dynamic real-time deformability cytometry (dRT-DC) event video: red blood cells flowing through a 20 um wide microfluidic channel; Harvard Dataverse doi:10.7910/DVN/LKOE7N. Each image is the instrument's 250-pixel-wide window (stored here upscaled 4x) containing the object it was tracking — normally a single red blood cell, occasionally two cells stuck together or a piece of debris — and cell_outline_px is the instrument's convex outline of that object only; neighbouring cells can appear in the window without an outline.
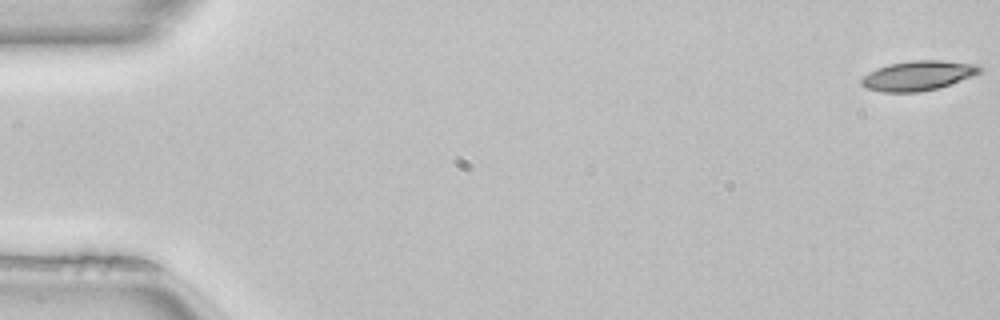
{"species": "common noctule bat (a hibernating species)", "species_latin": "Nyctalus noctula", "temperature_condition": "room temperature", "stored_images_in_passage": 51, "camera_frame_rate_fps": 3000, "um_per_image_px": 0.085, "animal": {"sex": "female", "body_mass_g": 22.7, "forearm_length_mm": 54.2}, "frame": {"image": 1, "passage_image": 1, "time_ms": 0.0, "image_size_px": [1000, 320], "cell_outline_px": [[984, 68], [980, 72], [972, 76], [940, 88], [916, 92], [884, 92], [864, 88], [860, 84], [860, 80], [868, 72], [876, 68], [888, 64], [912, 60], [940, 60], [976, 64]], "centroid_in_image_um": [78.01, 6.42], "position_along_channel_um": 7.0, "area_um2": 20.63}}
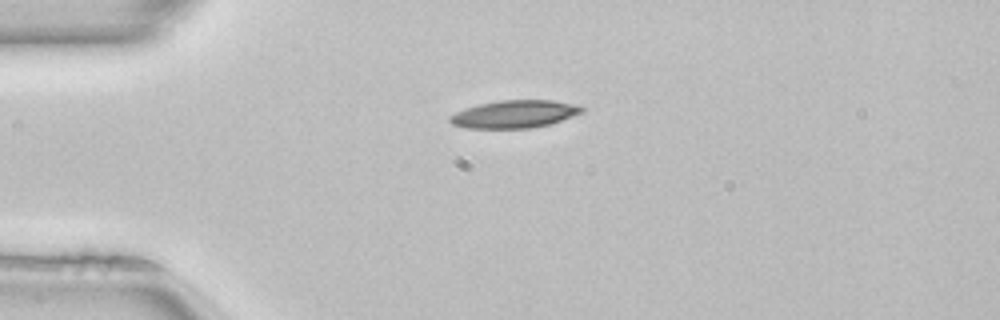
{"frame": {"image": 2, "passage_image": 13, "time_ms": 4.0, "image_size_px": [1000, 320], "cell_outline_px": [[584, 112], [548, 124], [528, 128], [468, 128], [452, 124], [448, 120], [448, 116], [456, 112], [480, 104], [500, 100], [552, 100], [572, 104], [584, 108]], "centroid_in_image_um": [43.7, 9.7], "position_along_channel_um": 41.3, "area_um2": 20.92}}
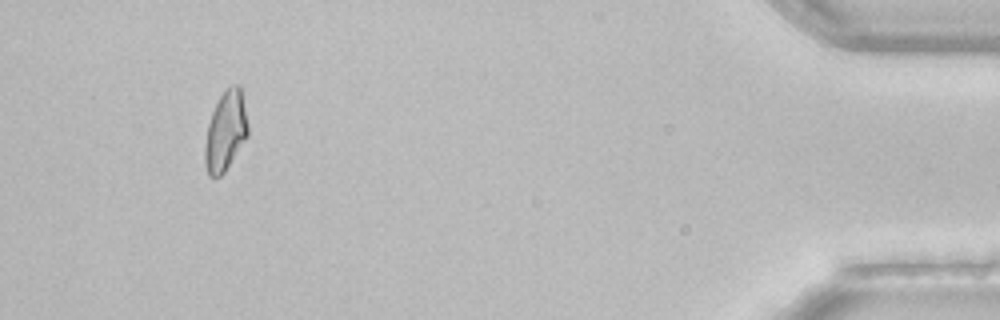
{"frame": {"image": 3, "passage_image": 48, "time_ms": 15.667, "image_size_px": [1000, 320], "cell_outline_px": [[248, 136], [224, 172], [220, 176], [208, 176], [204, 164], [204, 144], [208, 124], [212, 112], [220, 96], [232, 84], [240, 84], [248, 124]], "centroid_in_image_um": [19.16, 11.16], "position_along_channel_um": 416.0, "area_um2": 19.94}, "authors_computed_cell_mechanics": {"area_um2": 20.6346, "velocity_mm_per_s": 4.0509, "shape_relaxation_time_tau1_ms": 6.1719, "shape_relaxation_time_tau2_ms": null, "deformation_change_tau1": 0.1529, "deformation_change_tau2": null}}